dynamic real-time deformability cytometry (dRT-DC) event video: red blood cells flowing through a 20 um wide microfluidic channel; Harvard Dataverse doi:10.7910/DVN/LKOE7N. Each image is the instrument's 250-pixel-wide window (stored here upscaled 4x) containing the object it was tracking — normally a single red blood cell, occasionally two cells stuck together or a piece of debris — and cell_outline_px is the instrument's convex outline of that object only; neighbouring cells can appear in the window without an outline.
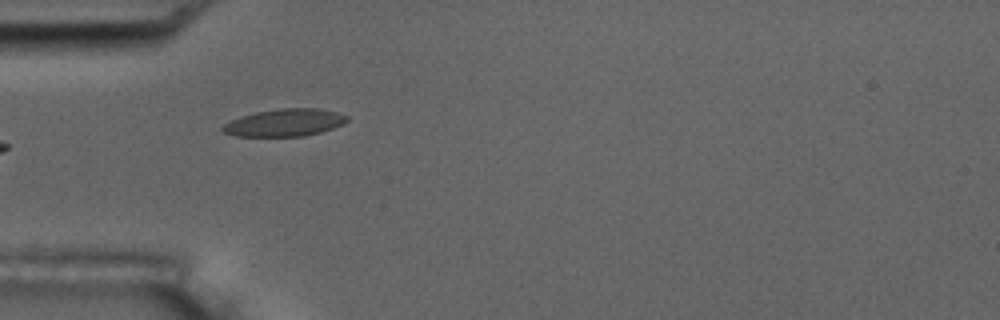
{"species": "common noctule bat (a hibernating species)", "species_latin": "Nyctalus noctula", "temperature_condition": "room temperature", "stored_images_in_passage": 5, "camera_frame_rate_fps": 3000, "um_per_image_px": 0.085, "animal": {"sex": "male", "body_mass_g": 17.5, "forearm_length_mm": 52.3}, "frame": {"image": 1, "passage_image": 3, "time_ms": 2.333, "image_size_px": [1000, 320], "cell_outline_px": [[348, 120], [344, 124], [320, 132], [304, 136], [236, 136], [224, 132], [220, 128], [224, 124], [240, 116], [256, 112], [280, 108], [320, 108], [336, 112], [348, 116]], "centroid_in_image_um": [24.21, 10.42], "position_along_channel_um": 60.8, "area_um2": 19.83}}